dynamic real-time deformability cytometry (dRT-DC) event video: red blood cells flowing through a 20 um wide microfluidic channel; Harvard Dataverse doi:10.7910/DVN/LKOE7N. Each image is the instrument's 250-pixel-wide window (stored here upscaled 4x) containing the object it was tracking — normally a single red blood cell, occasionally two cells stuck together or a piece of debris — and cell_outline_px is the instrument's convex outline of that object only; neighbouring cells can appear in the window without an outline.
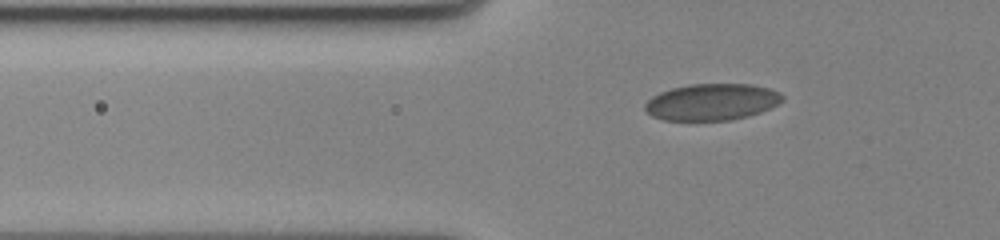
{"species": "human", "species_latin": "Homo sapiens", "temperature_condition": "cold", "stored_images_in_passage": 45, "camera_frame_rate_fps": 3000, "um_per_image_px": 0.085, "donor": {"sex": "female"}, "frame": {"image": 1, "passage_image": 7, "time_ms": 2.0, "image_size_px": [1000, 240], "cell_outline_px": [[784, 100], [760, 112], [748, 116], [728, 120], [664, 120], [652, 116], [644, 108], [644, 104], [652, 96], [660, 92], [672, 88], [688, 84], [752, 84], [768, 88], [780, 92], [784, 96]], "centroid_in_image_um": [60.5, 8.66], "position_along_channel_um": 65.3, "area_um2": 29.25}}
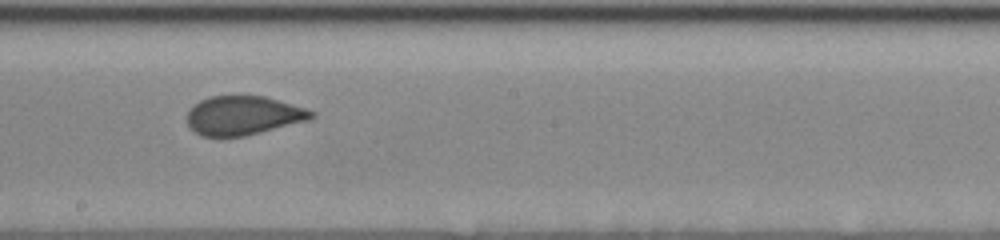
{"frame": {"image": 2, "passage_image": 22, "time_ms": 7.0, "image_size_px": [1000, 240], "cell_outline_px": [[316, 116], [308, 120], [244, 136], [200, 136], [188, 124], [188, 112], [200, 100], [212, 96], [264, 96], [304, 108], [316, 112]], "centroid_in_image_um": [20.69, 9.81], "position_along_channel_um": 227.5, "area_um2": 27.74}}
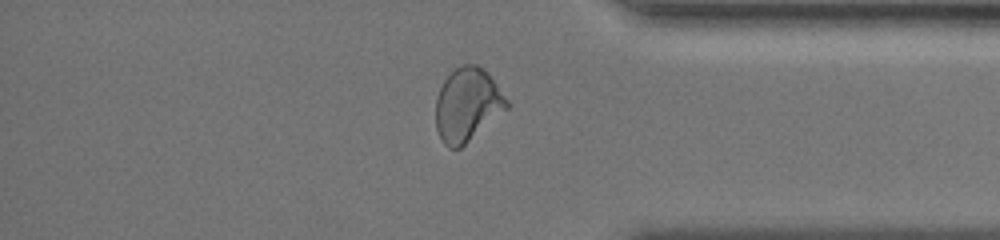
{"frame": {"image": 3, "passage_image": 37, "time_ms": 12.0, "image_size_px": [1000, 240], "cell_outline_px": [[508, 108], [460, 148], [448, 148], [444, 144], [436, 128], [436, 100], [440, 88], [444, 80], [456, 68], [464, 64], [476, 64], [484, 68], [488, 72], [508, 100]], "centroid_in_image_um": [39.73, 8.89], "position_along_channel_um": 395.5, "area_um2": 30.11}}